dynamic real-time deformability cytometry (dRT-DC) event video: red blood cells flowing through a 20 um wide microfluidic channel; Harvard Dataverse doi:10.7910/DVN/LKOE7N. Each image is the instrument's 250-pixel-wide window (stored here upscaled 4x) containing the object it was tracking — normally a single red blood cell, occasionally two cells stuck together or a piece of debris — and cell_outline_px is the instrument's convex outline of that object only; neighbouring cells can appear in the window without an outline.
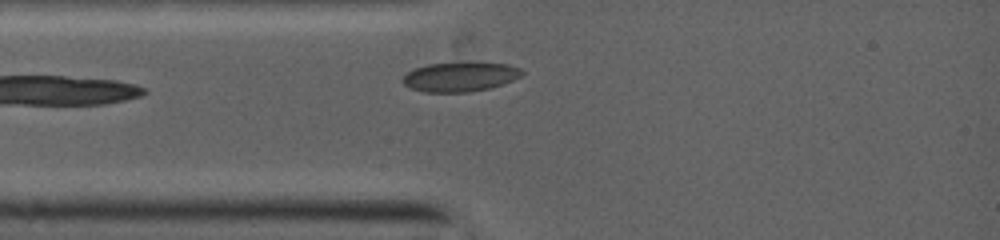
{"species": "common noctule bat (a hibernating species)", "species_latin": "Nyctalus noctula", "temperature_condition": "warm", "stored_images_in_passage": 28, "camera_frame_rate_fps": 5000, "um_per_image_px": 0.085, "animal": {"sex": "female", "body_mass_g": 19.0, "forearm_length_mm": 53.3}, "frame": {"image": 1, "passage_image": 3, "time_ms": 0.6, "image_size_px": [1000, 240], "cell_outline_px": [[524, 72], [520, 76], [512, 80], [488, 88], [464, 92], [428, 92], [412, 88], [404, 84], [404, 76], [408, 72], [416, 68], [428, 64], [504, 64], [520, 68]], "centroid_in_image_um": [39.09, 6.55], "position_along_channel_um": 45.9, "area_um2": 19.42}}
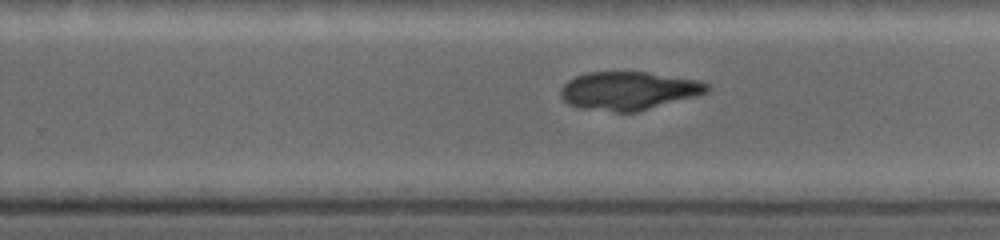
{"frame": {"image": 2, "passage_image": 19, "time_ms": 5.0, "image_size_px": [1000, 240], "cell_outline_px": [[708, 92], [636, 112], [616, 112], [584, 108], [568, 104], [560, 96], [560, 88], [568, 80], [576, 76], [588, 72], [644, 72], [696, 80], [708, 84]], "centroid_in_image_um": [53.36, 7.71], "position_along_channel_um": 276.4, "area_um2": 32.14}}
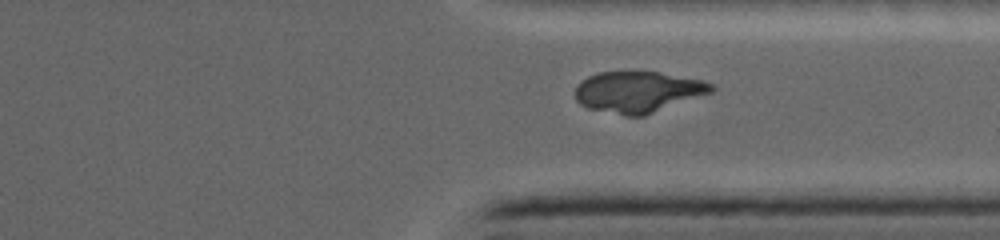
{"frame": {"image": 3, "passage_image": 26, "time_ms": 6.8, "image_size_px": [1000, 240], "cell_outline_px": [[716, 88], [712, 92], [644, 116], [628, 116], [588, 108], [580, 104], [576, 100], [576, 84], [580, 80], [588, 76], [600, 72], [656, 72], [704, 80], [712, 84]], "centroid_in_image_um": [54.22, 7.81], "position_along_channel_um": 357.2, "area_um2": 32.54}}